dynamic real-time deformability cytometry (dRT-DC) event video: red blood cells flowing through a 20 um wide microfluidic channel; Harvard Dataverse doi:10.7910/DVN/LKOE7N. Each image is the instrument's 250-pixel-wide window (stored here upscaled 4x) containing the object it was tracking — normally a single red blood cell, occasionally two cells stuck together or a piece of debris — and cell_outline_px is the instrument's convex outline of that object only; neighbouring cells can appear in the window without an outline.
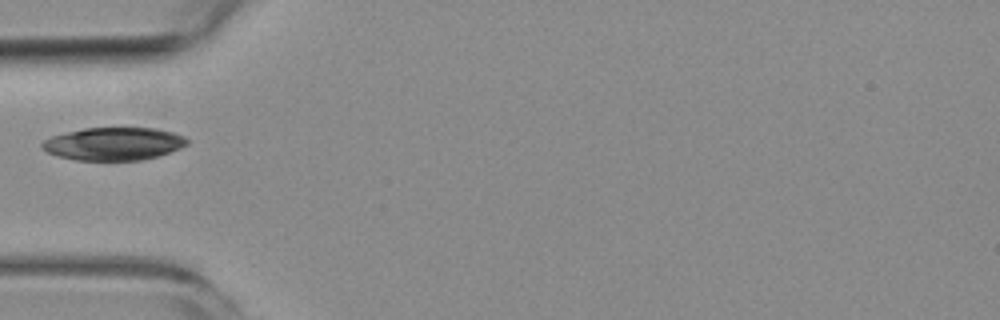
{"species": "common noctule bat (a hibernating species)", "species_latin": "Nyctalus noctula", "temperature_condition": "room temperature", "stored_images_in_passage": 3, "camera_frame_rate_fps": 3000, "um_per_image_px": 0.085, "animal": {"sex": "female", "body_mass_g": 19.3, "forearm_length_mm": 54.1}, "frame": {"image": 1, "passage_image": 3, "time_ms": 3.333, "image_size_px": [1000, 320], "cell_outline_px": [[188, 144], [180, 148], [156, 156], [140, 160], [76, 160], [56, 156], [40, 148], [40, 144], [44, 140], [52, 136], [64, 132], [84, 128], [156, 128], [172, 132], [184, 136], [188, 140]], "centroid_in_image_um": [9.62, 12.22], "position_along_channel_um": 75.4, "area_um2": 27.74}}